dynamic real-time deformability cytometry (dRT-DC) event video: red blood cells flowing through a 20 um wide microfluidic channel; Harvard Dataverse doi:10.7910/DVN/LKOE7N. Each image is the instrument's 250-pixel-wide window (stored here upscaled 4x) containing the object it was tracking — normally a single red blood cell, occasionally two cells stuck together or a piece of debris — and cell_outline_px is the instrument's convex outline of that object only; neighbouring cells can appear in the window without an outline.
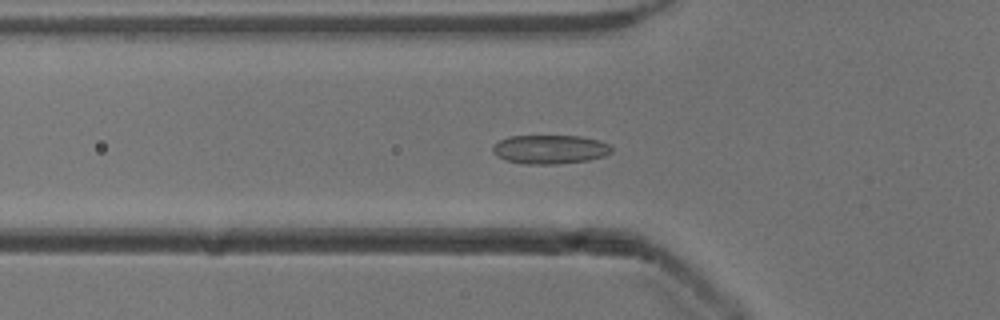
{"species": "common noctule bat (a hibernating species)", "species_latin": "Nyctalus noctula", "temperature_condition": "cold", "stored_images_in_passage": 53, "camera_frame_rate_fps": 3000, "um_per_image_px": 0.085, "animal": {"sex": "male", "body_mass_g": 13.3}, "frame": {"image": 1, "passage_image": 18, "time_ms": 5.667, "image_size_px": [1000, 320], "cell_outline_px": [[612, 152], [604, 156], [588, 160], [556, 164], [524, 164], [508, 160], [496, 156], [492, 152], [492, 144], [508, 136], [580, 136], [600, 140], [608, 144], [612, 148]], "centroid_in_image_um": [46.73, 12.69], "position_along_channel_um": 79.1, "area_um2": 20.11}}
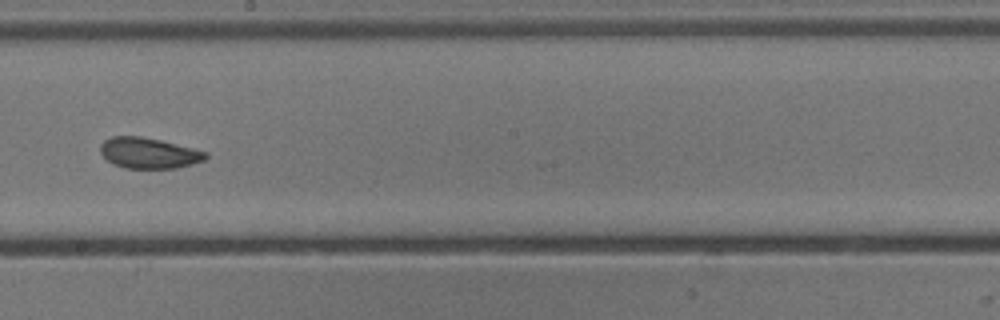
{"frame": {"image": 2, "passage_image": 30, "time_ms": 9.667, "image_size_px": [1000, 320], "cell_outline_px": [[208, 156], [204, 160], [192, 164], [176, 168], [124, 168], [112, 164], [100, 152], [100, 144], [104, 140], [112, 136], [140, 136], [160, 140], [208, 152]], "centroid_in_image_um": [12.63, 13.01], "position_along_channel_um": 235.6, "area_um2": 18.84}}
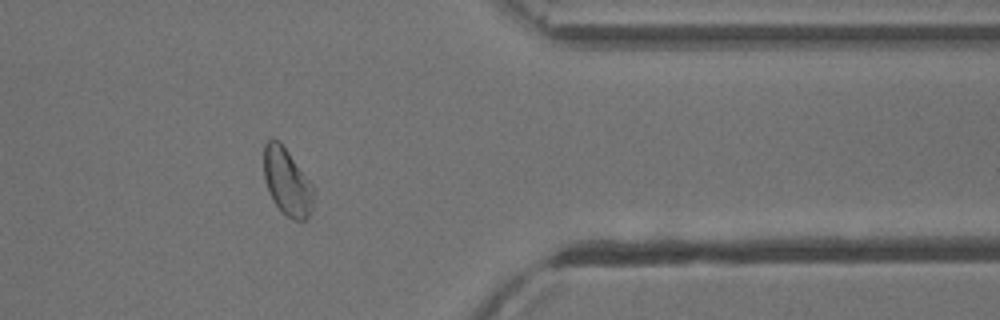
{"frame": {"image": 3, "passage_image": 43, "time_ms": 14.0, "image_size_px": [1000, 320], "cell_outline_px": [[316, 192], [312, 208], [308, 216], [304, 220], [296, 220], [288, 216], [272, 200], [264, 180], [264, 144], [272, 136], [280, 140], [316, 188]], "centroid_in_image_um": [24.42, 15.41], "position_along_channel_um": 387.0, "area_um2": 19.83}, "authors_computed_cell_mechanics": {"area_um2": 20.1144, "velocity_mm_per_s": 3.8886, "shape_relaxation_time_tau1_ms": null, "shape_relaxation_time_tau2_ms": 1.7499, "deformation_change_tau1": null, "deformation_change_tau2": 0.0628}}